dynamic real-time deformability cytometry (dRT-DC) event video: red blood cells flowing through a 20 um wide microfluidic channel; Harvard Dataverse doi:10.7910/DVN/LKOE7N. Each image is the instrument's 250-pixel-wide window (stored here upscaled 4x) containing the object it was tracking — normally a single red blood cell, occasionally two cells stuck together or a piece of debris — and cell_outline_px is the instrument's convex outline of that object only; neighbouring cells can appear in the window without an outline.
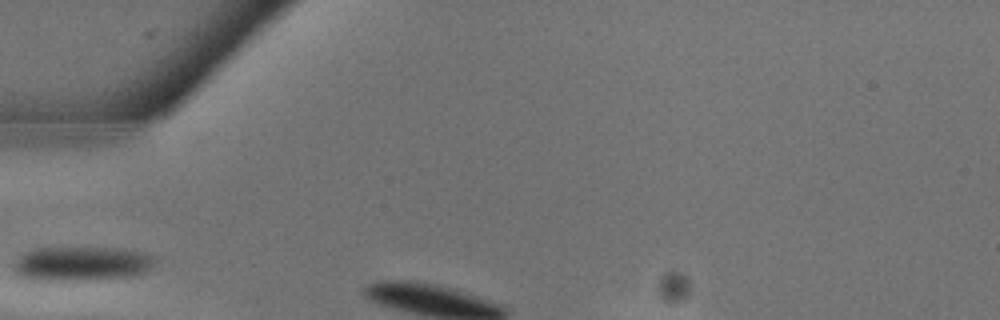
{"species": "common noctule bat (a hibernating species)", "species_latin": "Nyctalus noctula", "temperature_condition": "warm", "stored_images_in_passage": 3, "camera_frame_rate_fps": 3000, "um_per_image_px": 0.085, "animal": {"sex": "male", "body_mass_g": 13.3}, "frame": {"image": 1, "passage_image": 2, "time_ms": 0.333, "image_size_px": [1000, 320], "cell_outline_px": [[156, 260], [144, 272], [132, 276], [108, 280], [32, 280], [20, 276], [16, 272], [16, 260], [20, 256], [36, 248], [124, 248], [144, 252], [156, 256]], "centroid_in_image_um": [7.02, 22.42], "position_along_channel_um": 78.0, "area_um2": 28.38}}